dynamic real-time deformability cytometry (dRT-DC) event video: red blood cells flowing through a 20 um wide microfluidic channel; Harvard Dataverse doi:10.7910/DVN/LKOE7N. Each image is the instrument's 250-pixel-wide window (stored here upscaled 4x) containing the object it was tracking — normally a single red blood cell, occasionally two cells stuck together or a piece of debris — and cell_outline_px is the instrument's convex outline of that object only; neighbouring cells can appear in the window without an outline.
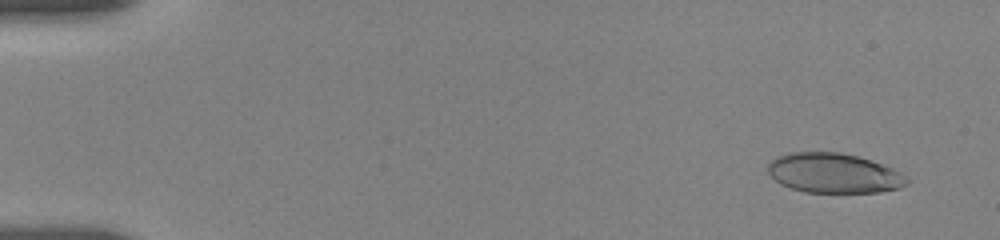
{"species": "human", "species_latin": "Homo sapiens", "temperature_condition": "room temperature", "stored_images_in_passage": 48, "camera_frame_rate_fps": 3000, "um_per_image_px": 0.085, "donor": {"sex": "female"}, "frame": {"image": 1, "passage_image": 4, "time_ms": 1.0, "image_size_px": [1000, 240], "cell_outline_px": [[908, 184], [900, 188], [880, 192], [804, 192], [780, 184], [768, 172], [768, 164], [776, 156], [788, 152], [840, 152], [856, 156], [892, 168], [908, 176]], "centroid_in_image_um": [70.87, 14.72], "position_along_channel_um": 14.1, "area_um2": 32.14}}
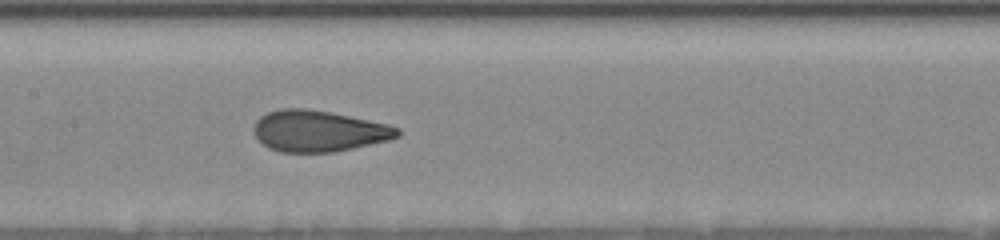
{"frame": {"image": 2, "passage_image": 30, "time_ms": 9.0, "image_size_px": [1000, 240], "cell_outline_px": [[400, 136], [388, 140], [352, 148], [332, 152], [280, 152], [268, 148], [256, 136], [256, 120], [260, 116], [268, 112], [280, 108], [304, 108], [328, 112], [388, 124], [400, 128]], "centroid_in_image_um": [27.09, 11.14], "position_along_channel_um": 180.3, "area_um2": 34.1}}
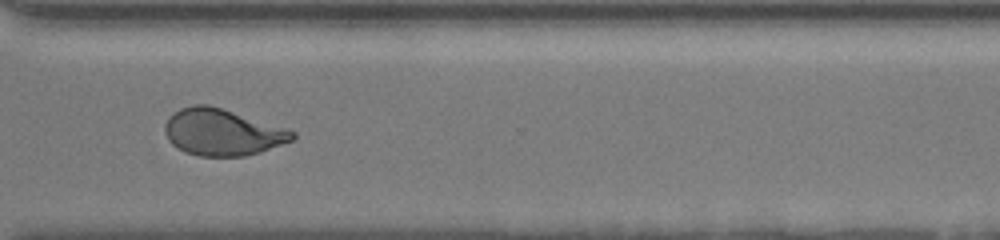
{"frame": {"image": 3, "passage_image": 47, "time_ms": 13.667, "image_size_px": [1000, 240], "cell_outline_px": [[296, 136], [292, 140], [260, 152], [244, 156], [200, 156], [184, 152], [172, 144], [168, 140], [164, 132], [164, 124], [168, 116], [180, 108], [192, 104], [208, 104], [284, 128], [296, 132]], "centroid_in_image_um": [18.83, 11.24], "position_along_channel_um": 351.8, "area_um2": 34.45}}